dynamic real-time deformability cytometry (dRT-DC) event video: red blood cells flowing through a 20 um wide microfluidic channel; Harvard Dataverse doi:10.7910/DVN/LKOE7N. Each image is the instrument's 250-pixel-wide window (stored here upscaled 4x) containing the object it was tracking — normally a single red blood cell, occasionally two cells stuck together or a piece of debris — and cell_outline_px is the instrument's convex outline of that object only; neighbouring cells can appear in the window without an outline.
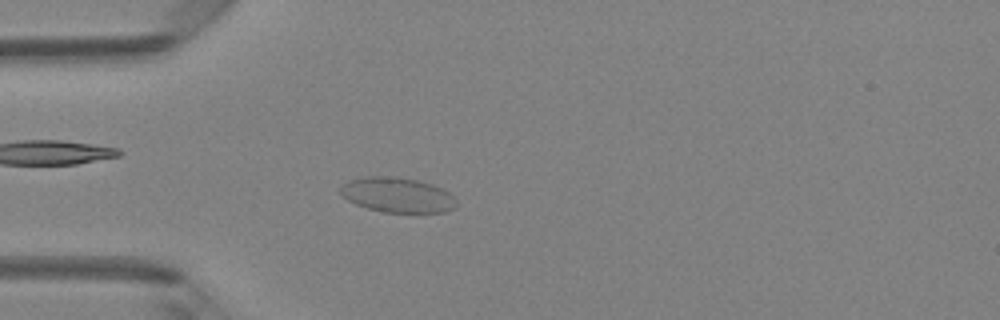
{"species": "Egyptian fruit bat (a non-hibernating species)", "species_latin": "Rousettus aegyptiacus", "temperature_condition": "room temperature", "stored_images_in_passage": 48, "camera_frame_rate_fps": 3000, "um_per_image_px": 0.085, "animal": {"sex": "female"}, "frame": {"image": 1, "passage_image": 13, "time_ms": 4.0, "image_size_px": [1000, 320], "cell_outline_px": [[456, 208], [444, 212], [384, 212], [368, 208], [356, 204], [340, 196], [340, 188], [348, 180], [364, 176], [396, 176], [416, 180], [432, 184], [448, 192], [456, 200]], "centroid_in_image_um": [33.75, 16.56], "position_along_channel_um": 51.3, "area_um2": 23.64}}
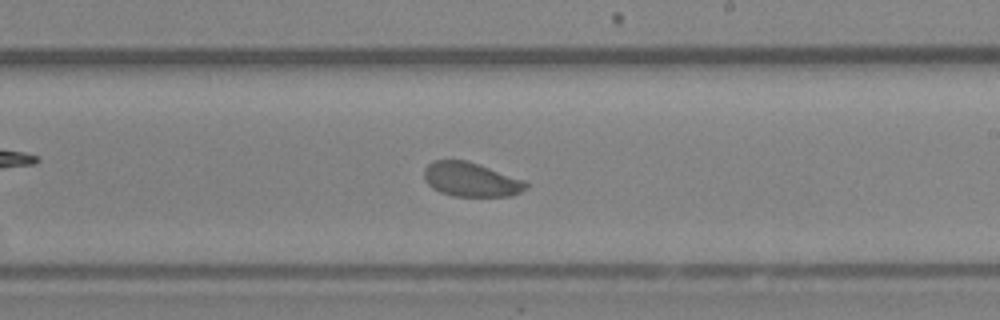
{"frame": {"image": 2, "passage_image": 28, "time_ms": 9.0, "image_size_px": [1000, 320], "cell_outline_px": [[528, 184], [520, 192], [512, 196], [452, 196], [440, 192], [432, 188], [424, 180], [424, 168], [432, 160], [468, 160], [524, 180]], "centroid_in_image_um": [39.99, 15.25], "position_along_channel_um": 249.0, "area_um2": 20.35}}
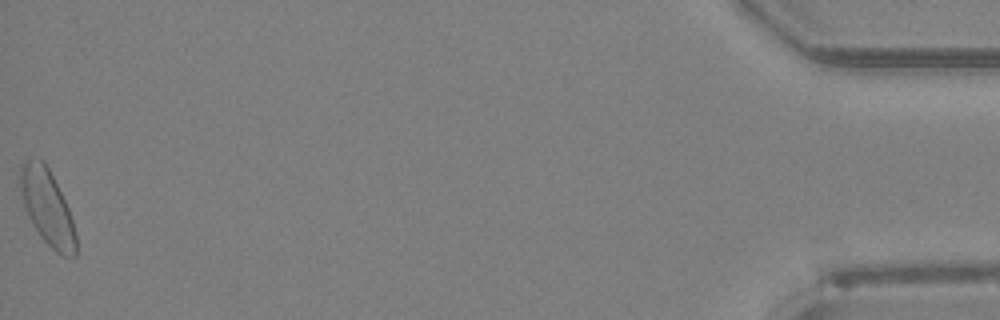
{"frame": {"image": 3, "passage_image": 48, "time_ms": 15.667, "image_size_px": [1000, 320], "cell_outline_px": [[76, 256], [64, 256], [56, 252], [40, 236], [32, 224], [28, 216], [20, 192], [20, 168], [24, 160], [44, 160], [68, 208], [72, 220], [76, 236]], "centroid_in_image_um": [4.01, 17.64], "position_along_channel_um": 431.2, "area_um2": 23.99}, "authors_computed_cell_mechanics": {"area_um2": 22.0218, "velocity_mm_per_s": 4.1824, "shape_relaxation_time_tau1_ms": 2.0079, "shape_relaxation_time_tau2_ms": null, "deformation_change_tau1": 0.0409, "deformation_change_tau2": null}}